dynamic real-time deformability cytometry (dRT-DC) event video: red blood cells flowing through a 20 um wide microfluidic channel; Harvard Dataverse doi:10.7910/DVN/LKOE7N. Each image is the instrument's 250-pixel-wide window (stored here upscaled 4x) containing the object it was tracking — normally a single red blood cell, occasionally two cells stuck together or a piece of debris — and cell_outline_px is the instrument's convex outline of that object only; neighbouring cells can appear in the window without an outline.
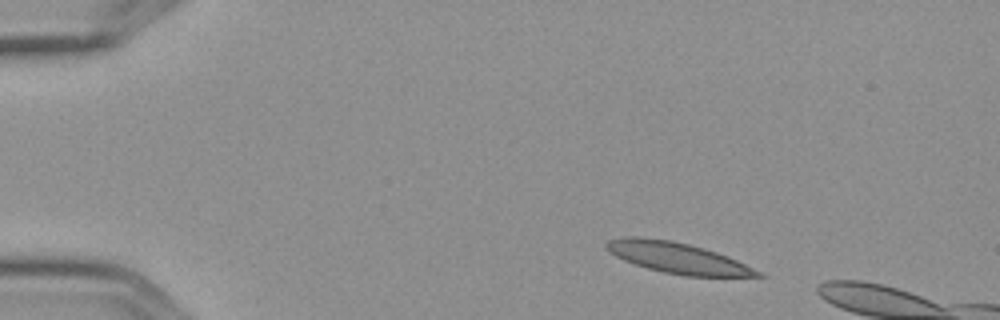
{"species": "Egyptian fruit bat (a non-hibernating species)", "species_latin": "Rousettus aegyptiacus", "temperature_condition": "cold", "stored_images_in_passage": 3, "camera_frame_rate_fps": 3000, "um_per_image_px": 0.085, "frame": {"image": 1, "passage_image": 1, "time_ms": 0.0, "image_size_px": [1000, 320], "cell_outline_px": [[768, 276], [684, 276], [664, 272], [648, 268], [624, 260], [608, 252], [604, 248], [604, 244], [608, 240], [624, 236], [640, 236], [668, 240], [688, 244], [704, 248], [728, 256]], "centroid_in_image_um": [57.52, 21.9], "position_along_channel_um": 27.5, "area_um2": 26.99}}